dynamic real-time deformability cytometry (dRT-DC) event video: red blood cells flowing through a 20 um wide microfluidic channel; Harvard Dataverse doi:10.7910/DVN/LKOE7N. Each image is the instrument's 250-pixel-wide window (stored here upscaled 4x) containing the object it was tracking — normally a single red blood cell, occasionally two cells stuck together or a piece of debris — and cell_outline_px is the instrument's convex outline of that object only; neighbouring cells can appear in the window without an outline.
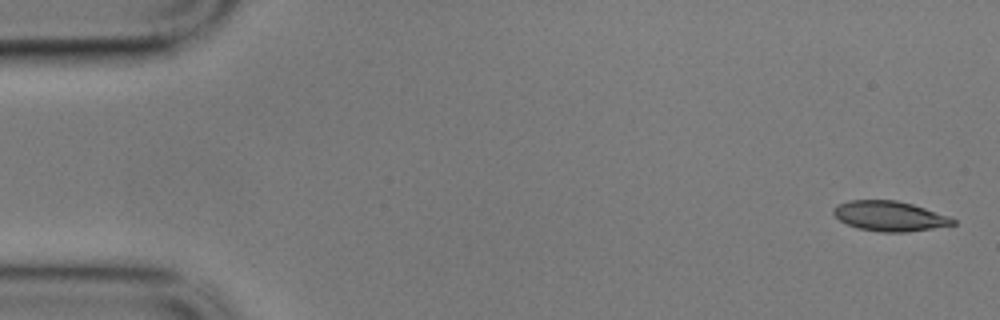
{"species": "common noctule bat (a hibernating species)", "species_latin": "Nyctalus noctula", "temperature_condition": "cold", "stored_images_in_passage": 6, "camera_frame_rate_fps": 3000, "um_per_image_px": 0.085, "animal": {"sex": "male", "body_mass_g": 17.9}, "frame": {"image": 1, "passage_image": 1, "time_ms": 0.0, "image_size_px": [1000, 320], "cell_outline_px": [[956, 224], [908, 232], [880, 232], [856, 228], [840, 220], [832, 212], [832, 208], [836, 204], [848, 200], [896, 200], [912, 204], [948, 216], [956, 220]], "centroid_in_image_um": [75.57, 18.36], "position_along_channel_um": 9.4, "area_um2": 20.87}}